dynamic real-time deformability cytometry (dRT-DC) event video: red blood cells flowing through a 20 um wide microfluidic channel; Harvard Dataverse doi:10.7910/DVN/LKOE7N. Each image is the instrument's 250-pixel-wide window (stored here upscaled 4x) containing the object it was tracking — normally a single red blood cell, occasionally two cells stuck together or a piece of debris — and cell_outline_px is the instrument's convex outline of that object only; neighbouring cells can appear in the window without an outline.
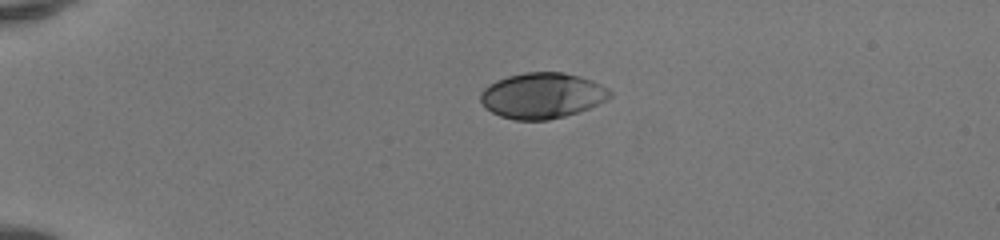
{"species": "human", "species_latin": "Homo sapiens", "temperature_condition": "room temperature", "stored_images_in_passage": 39, "camera_frame_rate_fps": 3000, "um_per_image_px": 0.085, "donor": {"sex": "female"}, "frame": {"image": 1, "passage_image": 1, "time_ms": 0.0, "image_size_px": [1000, 240], "cell_outline_px": [[612, 96], [588, 108], [564, 116], [548, 120], [516, 120], [500, 116], [492, 112], [480, 100], [480, 92], [488, 84], [496, 80], [508, 76], [524, 72], [564, 72], [580, 76], [592, 80], [608, 88], [612, 92]], "centroid_in_image_um": [46.07, 8.11], "position_along_channel_um": 38.9, "area_um2": 34.33}}
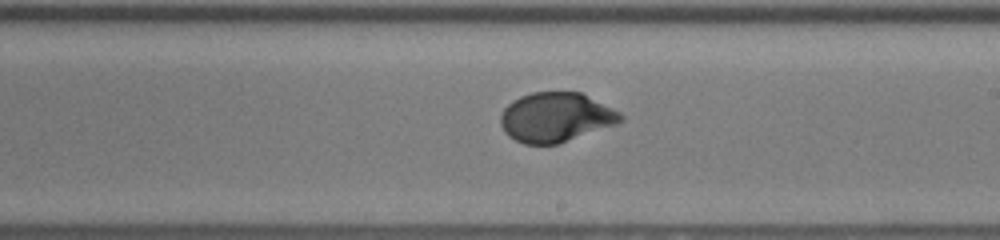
{"frame": {"image": 2, "passage_image": 20, "time_ms": 6.333, "image_size_px": [1000, 240], "cell_outline_px": [[624, 120], [616, 124], [556, 144], [524, 144], [508, 136], [504, 132], [500, 124], [500, 116], [504, 108], [512, 100], [520, 96], [532, 92], [580, 92], [620, 112], [624, 116]], "centroid_in_image_um": [47.21, 9.96], "position_along_channel_um": 241.8, "area_um2": 34.45}}
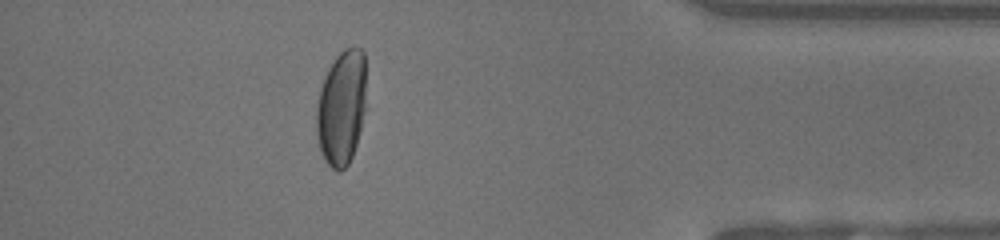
{"frame": {"image": 3, "passage_image": 34, "time_ms": 11.0, "image_size_px": [1000, 240], "cell_outline_px": [[364, 112], [356, 144], [352, 156], [348, 164], [340, 172], [336, 172], [324, 160], [320, 152], [316, 132], [316, 108], [320, 88], [324, 76], [328, 68], [336, 56], [344, 48], [352, 44], [360, 48], [364, 52]], "centroid_in_image_um": [28.99, 9.14], "position_along_channel_um": 406.2, "area_um2": 33.41}, "authors_computed_cell_mechanics": {"area_um2": 34.4488, "velocity_mm_per_s": 4.1525, "shape_relaxation_time_tau1_ms": 3.3374, "shape_relaxation_time_tau2_ms": null, "deformation_change_tau1": 0.1887, "deformation_change_tau2": null}}